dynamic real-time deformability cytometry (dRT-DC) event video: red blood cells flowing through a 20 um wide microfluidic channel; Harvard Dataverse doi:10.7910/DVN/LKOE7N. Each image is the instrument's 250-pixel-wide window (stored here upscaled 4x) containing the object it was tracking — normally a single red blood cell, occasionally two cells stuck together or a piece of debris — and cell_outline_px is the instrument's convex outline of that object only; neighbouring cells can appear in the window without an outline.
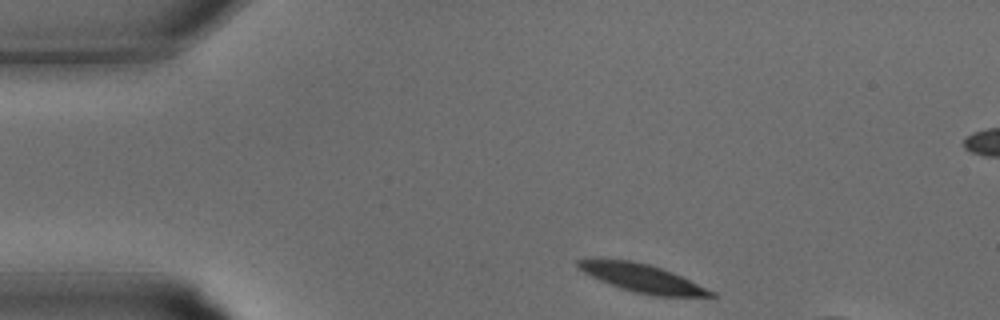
{"species": "common noctule bat (a hibernating species)", "species_latin": "Nyctalus noctula", "temperature_condition": "warm", "stored_images_in_passage": 26, "camera_frame_rate_fps": 3000, "um_per_image_px": 0.085, "animal": {"sex": "male", "body_mass_g": 15.6}, "frame": {"image": 1, "passage_image": 1, "time_ms": 0.0, "image_size_px": [1000, 320], "cell_outline_px": [[720, 296], [652, 296], [620, 288], [600, 280], [576, 268], [576, 260], [632, 260], [648, 264], [672, 272], [716, 292]], "centroid_in_image_um": [54.62, 23.66], "position_along_channel_um": 30.4, "area_um2": 21.39}}
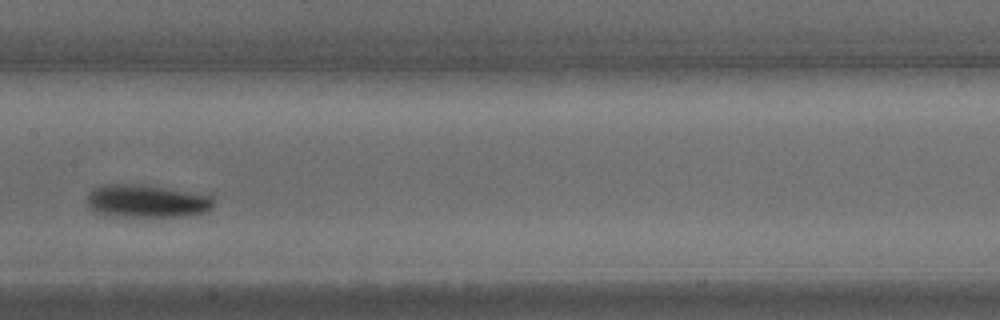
{"frame": {"image": 2, "passage_image": 12, "time_ms": 3.667, "image_size_px": [1000, 320], "cell_outline_px": [[212, 208], [204, 212], [188, 216], [108, 216], [92, 208], [88, 204], [88, 192], [92, 188], [108, 184], [140, 184], [212, 196]], "centroid_in_image_um": [12.44, 17.09], "position_along_channel_um": 195.0, "area_um2": 23.81}}
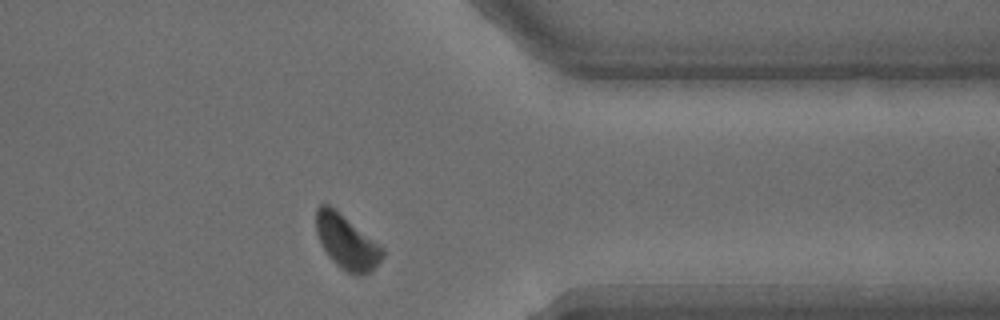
{"frame": {"image": 3, "passage_image": 22, "time_ms": 7.0, "image_size_px": [1000, 320], "cell_outline_px": [[384, 256], [368, 272], [360, 276], [356, 276], [340, 268], [328, 256], [316, 232], [316, 208], [320, 204], [328, 204], [384, 248]], "centroid_in_image_um": [29.45, 20.58], "position_along_channel_um": 382.0, "area_um2": 20.46}}